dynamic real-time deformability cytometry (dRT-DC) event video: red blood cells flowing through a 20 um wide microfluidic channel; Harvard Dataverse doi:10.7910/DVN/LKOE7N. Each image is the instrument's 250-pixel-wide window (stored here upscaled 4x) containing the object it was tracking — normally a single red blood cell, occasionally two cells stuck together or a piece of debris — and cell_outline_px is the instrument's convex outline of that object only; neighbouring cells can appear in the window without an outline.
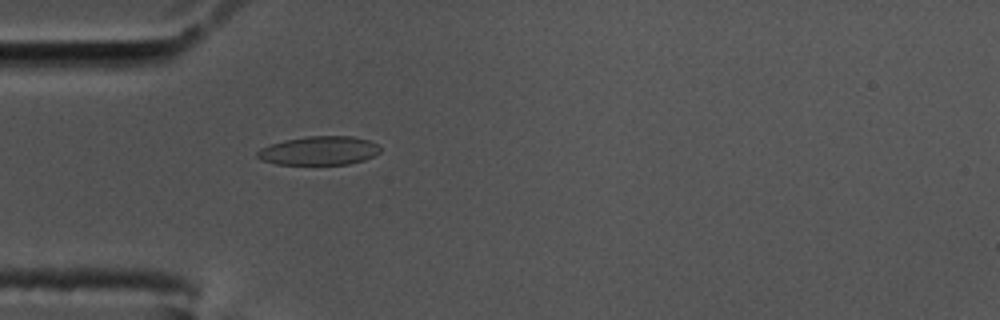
{"species": "common noctule bat (a hibernating species)", "species_latin": "Nyctalus noctula", "temperature_condition": "cold", "stored_images_in_passage": 13, "camera_frame_rate_fps": 3000, "um_per_image_px": 0.085, "animal": {"sex": "male", "body_mass_g": 17.5, "forearm_length_mm": 52.3}, "frame": {"image": 1, "passage_image": 2, "time_ms": 0.333, "image_size_px": [1000, 320], "cell_outline_px": [[380, 152], [364, 160], [348, 164], [276, 164], [260, 160], [256, 156], [256, 152], [260, 148], [268, 144], [284, 140], [308, 136], [352, 136], [368, 140], [376, 144], [380, 148]], "centroid_in_image_um": [27.07, 12.8], "position_along_channel_um": 57.9, "area_um2": 20.63}}
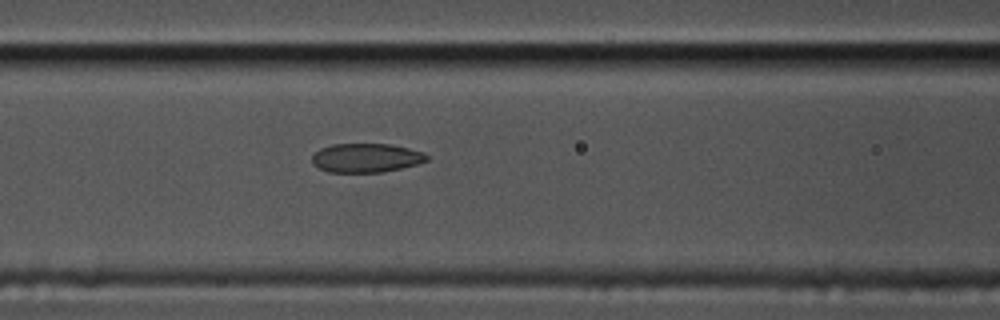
{"frame": {"image": 2, "passage_image": 9, "time_ms": 2.667, "image_size_px": [1000, 320], "cell_outline_px": [[428, 160], [416, 164], [400, 168], [380, 172], [328, 172], [312, 164], [312, 156], [320, 148], [332, 144], [388, 144], [408, 148], [424, 152], [428, 156]], "centroid_in_image_um": [31.1, 13.41], "position_along_channel_um": 135.5, "area_um2": 19.25}}
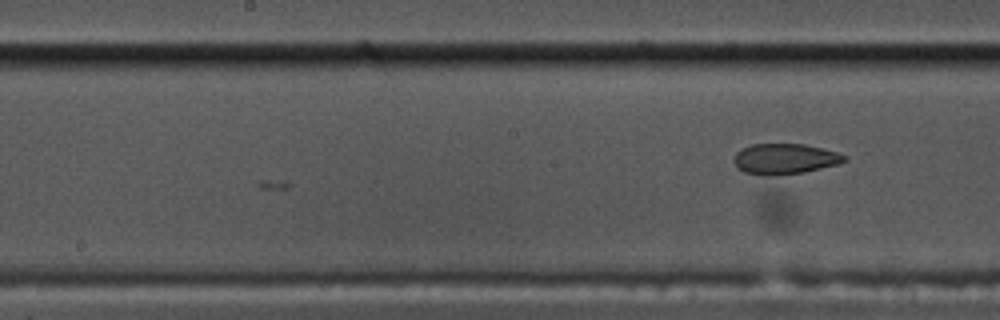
{"frame": {"image": 3, "passage_image": 13, "time_ms": 4.0, "image_size_px": [1000, 320], "cell_outline_px": [[848, 160], [836, 164], [804, 172], [772, 176], [760, 176], [744, 172], [736, 168], [732, 160], [736, 152], [740, 148], [752, 144], [804, 144], [836, 152], [848, 156]], "centroid_in_image_um": [66.63, 13.51], "position_along_channel_um": 181.6, "area_um2": 19.88}}